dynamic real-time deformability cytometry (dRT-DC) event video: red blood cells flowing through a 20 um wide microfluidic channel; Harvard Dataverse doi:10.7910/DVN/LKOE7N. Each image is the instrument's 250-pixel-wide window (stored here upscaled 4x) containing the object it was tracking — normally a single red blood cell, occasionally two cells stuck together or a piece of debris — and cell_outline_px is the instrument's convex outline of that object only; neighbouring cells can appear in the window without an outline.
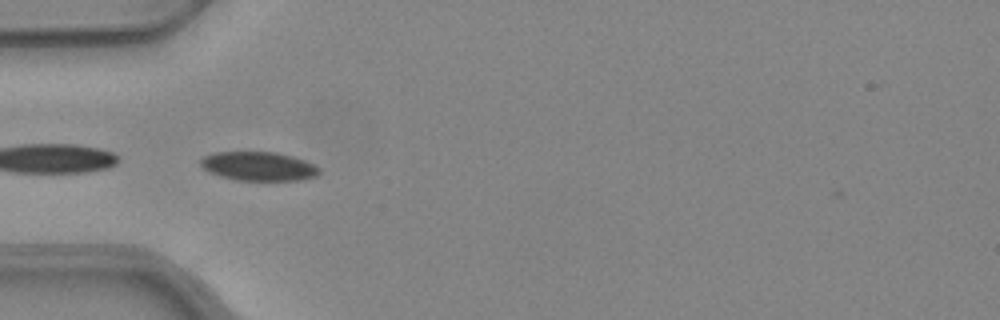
{"species": "common noctule bat (a hibernating species)", "species_latin": "Nyctalus noctula", "temperature_condition": "warm", "stored_images_in_passage": 22, "segment_of_instrument_passage": [2, 2], "camera_frame_rate_fps": 3000, "um_per_image_px": 0.085, "animal": {"sex": "female", "body_mass_g": 24.6, "forearm_length_mm": 56.2}, "frame": {"image": 1, "passage_image": 17, "time_ms": 5.333, "image_size_px": [1000, 320], "cell_outline_px": [[320, 172], [316, 176], [304, 180], [236, 180], [220, 176], [208, 172], [200, 164], [200, 160], [204, 156], [212, 152], [276, 152], [292, 156], [304, 160], [320, 168]], "centroid_in_image_um": [21.97, 14.13], "position_along_channel_um": 63.0, "area_um2": 20.06}}